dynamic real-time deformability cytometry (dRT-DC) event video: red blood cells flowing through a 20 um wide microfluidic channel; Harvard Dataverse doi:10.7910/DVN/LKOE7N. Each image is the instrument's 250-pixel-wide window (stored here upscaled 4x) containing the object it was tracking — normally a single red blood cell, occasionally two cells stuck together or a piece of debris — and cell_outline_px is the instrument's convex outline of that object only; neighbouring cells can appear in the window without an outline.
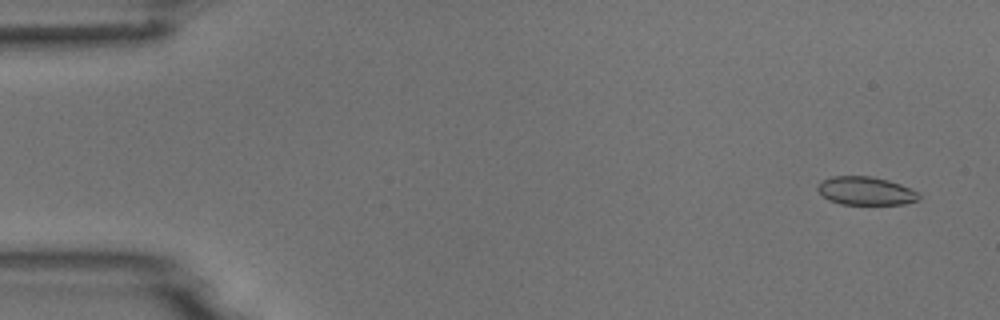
{"species": "common noctule bat (a hibernating species)", "species_latin": "Nyctalus noctula", "temperature_condition": "room temperature", "stored_images_in_passage": 7, "camera_frame_rate_fps": 3000, "um_per_image_px": 0.085, "animal": {"sex": "male", "body_mass_g": 18.8}, "frame": {"image": 1, "passage_image": 1, "time_ms": 0.0, "image_size_px": [1000, 320], "cell_outline_px": [[920, 200], [904, 204], [840, 204], [828, 200], [816, 188], [820, 180], [832, 176], [872, 176], [888, 180], [900, 184], [916, 192], [920, 196]], "centroid_in_image_um": [73.55, 16.22], "position_along_channel_um": 11.4, "area_um2": 16.7}}
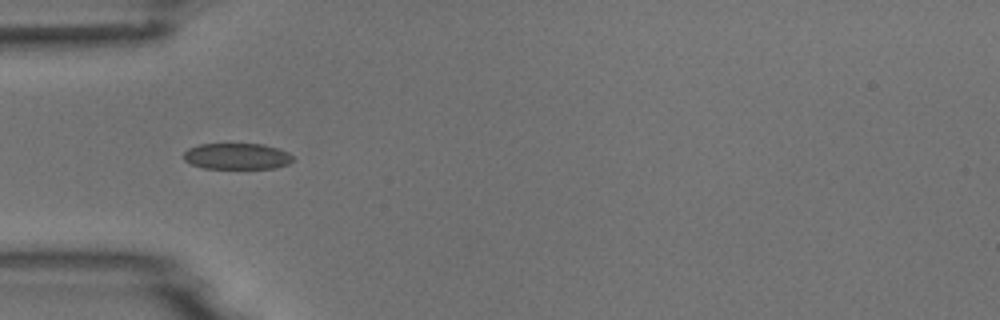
{"frame": {"image": 2, "passage_image": 5, "time_ms": 4.667, "image_size_px": [1000, 320], "cell_outline_px": [[292, 160], [288, 164], [276, 168], [204, 168], [192, 164], [184, 160], [184, 152], [188, 148], [200, 144], [264, 144], [288, 152], [292, 156]], "centroid_in_image_um": [20.13, 13.28], "position_along_channel_um": 64.9, "area_um2": 16.53}}